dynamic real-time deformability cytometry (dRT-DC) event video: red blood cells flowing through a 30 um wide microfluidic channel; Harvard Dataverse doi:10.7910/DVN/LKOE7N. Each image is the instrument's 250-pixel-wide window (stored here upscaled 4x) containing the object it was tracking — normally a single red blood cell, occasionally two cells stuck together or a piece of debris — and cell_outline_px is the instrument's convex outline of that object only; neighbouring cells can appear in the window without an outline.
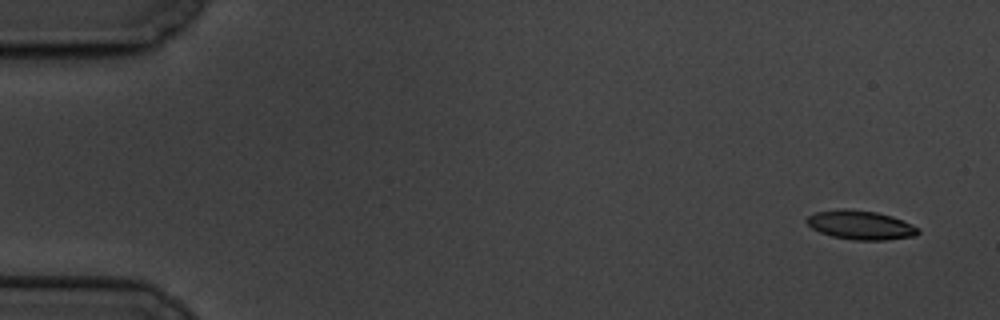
{"species": "common noctule bat (a hibernating species)", "species_latin": "Nyctalus noctula", "temperature_condition": "cold", "stored_images_in_passage": 6, "camera_frame_rate_fps": 3000, "um_per_image_px": 0.085, "animal": {"sex": "male", "body_mass_g": 19.5, "forearm_length_mm": 54.6}, "frame": {"image": 1, "passage_image": 1, "time_ms": 0.0, "image_size_px": [1000, 320], "cell_outline_px": [[920, 232], [916, 236], [884, 240], [856, 240], [832, 236], [820, 232], [812, 228], [804, 220], [808, 216], [816, 212], [840, 208], [844, 208], [876, 212], [892, 216], [920, 228]], "centroid_in_image_um": [73.15, 19.12], "position_along_channel_um": 11.9, "area_um2": 18.84}}
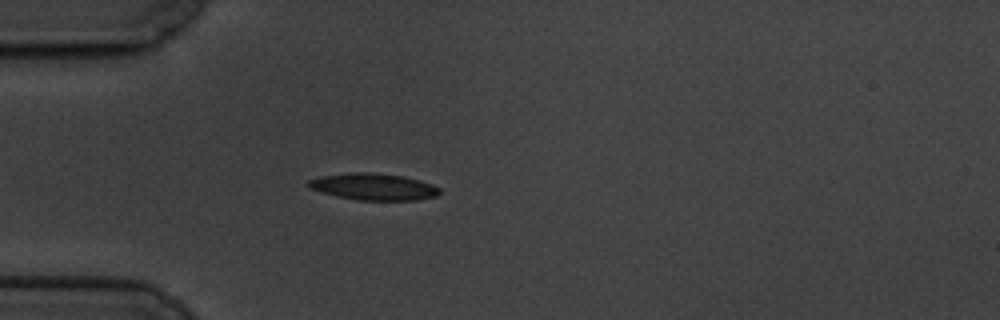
{"frame": {"image": 2, "passage_image": 5, "time_ms": 4.667, "image_size_px": [1000, 320], "cell_outline_px": [[440, 192], [436, 196], [416, 200], [356, 200], [308, 188], [308, 180], [320, 176], [352, 172], [372, 172], [404, 176], [420, 180], [432, 184], [440, 188]], "centroid_in_image_um": [31.78, 15.86], "position_along_channel_um": 53.2, "area_um2": 20.35}}